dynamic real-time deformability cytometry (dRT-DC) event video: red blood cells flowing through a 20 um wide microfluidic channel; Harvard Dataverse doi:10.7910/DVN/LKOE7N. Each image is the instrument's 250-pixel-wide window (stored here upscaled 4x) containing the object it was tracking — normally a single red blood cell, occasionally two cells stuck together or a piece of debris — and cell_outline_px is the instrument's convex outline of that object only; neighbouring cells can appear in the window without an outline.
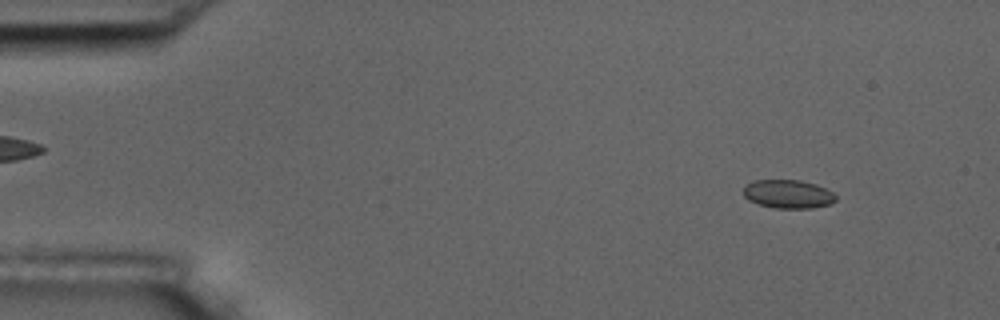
{"species": "common noctule bat (a hibernating species)", "species_latin": "Nyctalus noctula", "temperature_condition": "room temperature", "stored_images_in_passage": 57, "camera_frame_rate_fps": 3000, "um_per_image_px": 0.085, "animal": {"sex": "male", "body_mass_g": 17.5, "forearm_length_mm": 52.3}, "frame": {"image": 1, "passage_image": 6, "time_ms": 1.667, "image_size_px": [1000, 320], "cell_outline_px": [[836, 200], [828, 204], [812, 208], [772, 208], [748, 200], [744, 196], [744, 188], [752, 180], [800, 180], [816, 184], [832, 192], [836, 196]], "centroid_in_image_um": [66.98, 16.49], "position_along_channel_um": 18.0, "area_um2": 15.26}}
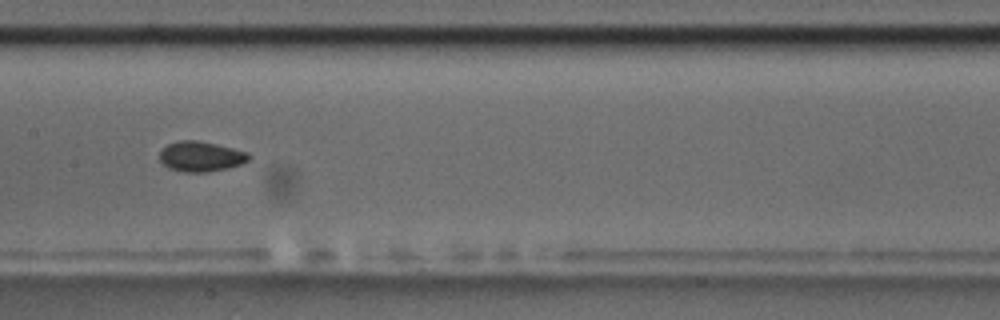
{"frame": {"image": 2, "passage_image": 28, "time_ms": 9.0, "image_size_px": [1000, 320], "cell_outline_px": [[252, 156], [248, 160], [240, 164], [228, 168], [204, 172], [184, 172], [168, 168], [160, 160], [160, 148], [168, 144], [180, 140], [196, 140], [216, 144], [248, 152]], "centroid_in_image_um": [17.06, 13.29], "position_along_channel_um": 190.3, "area_um2": 15.66}}
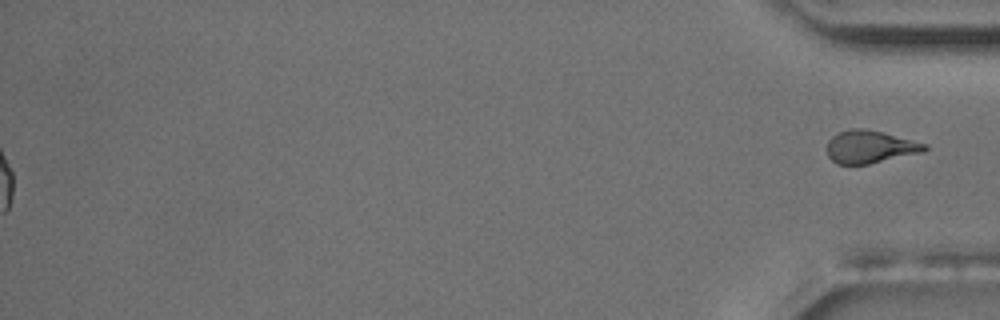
{"frame": {"image": 3, "passage_image": 57, "time_ms": 18.667, "image_size_px": [1000, 320], "cell_outline_px": [[928, 148], [924, 152], [868, 164], [836, 164], [828, 156], [828, 140], [836, 132], [848, 128], [864, 128], [928, 144]], "centroid_in_image_um": [73.93, 12.47], "position_along_channel_um": 361.3, "area_um2": 18.61}}